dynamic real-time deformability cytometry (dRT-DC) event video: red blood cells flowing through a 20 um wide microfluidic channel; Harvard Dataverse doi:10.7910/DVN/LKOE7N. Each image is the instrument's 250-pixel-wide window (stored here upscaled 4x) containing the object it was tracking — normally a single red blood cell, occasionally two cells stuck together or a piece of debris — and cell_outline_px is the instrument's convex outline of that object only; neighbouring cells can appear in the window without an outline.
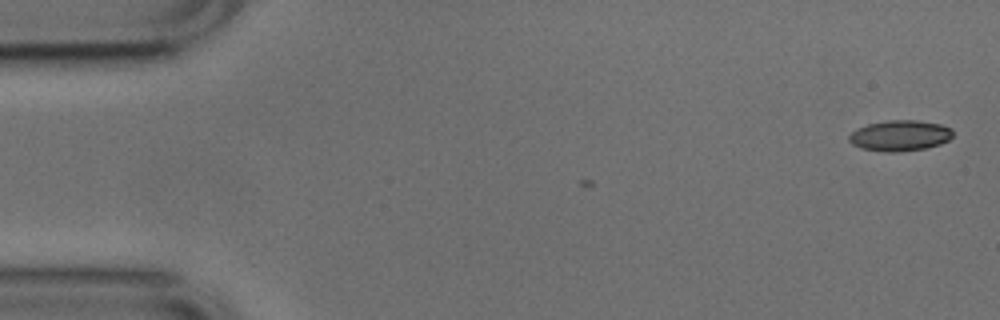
{"species": "common noctule bat (a hibernating species)", "species_latin": "Nyctalus noctula", "temperature_condition": "cold", "stored_images_in_passage": 2, "camera_frame_rate_fps": 3000, "um_per_image_px": 0.085, "animal": {"sex": "male", "body_mass_g": 17.9, "forearm_length_mm": 54.2}, "frame": {"image": 1, "passage_image": 2, "time_ms": 0.333, "image_size_px": [1000, 320], "cell_outline_px": [[952, 136], [948, 140], [940, 144], [924, 148], [900, 152], [884, 152], [860, 148], [852, 144], [848, 140], [848, 136], [856, 128], [868, 124], [888, 120], [916, 120], [940, 124], [952, 128]], "centroid_in_image_um": [76.47, 11.53], "position_along_channel_um": 8.5, "area_um2": 18.67}}